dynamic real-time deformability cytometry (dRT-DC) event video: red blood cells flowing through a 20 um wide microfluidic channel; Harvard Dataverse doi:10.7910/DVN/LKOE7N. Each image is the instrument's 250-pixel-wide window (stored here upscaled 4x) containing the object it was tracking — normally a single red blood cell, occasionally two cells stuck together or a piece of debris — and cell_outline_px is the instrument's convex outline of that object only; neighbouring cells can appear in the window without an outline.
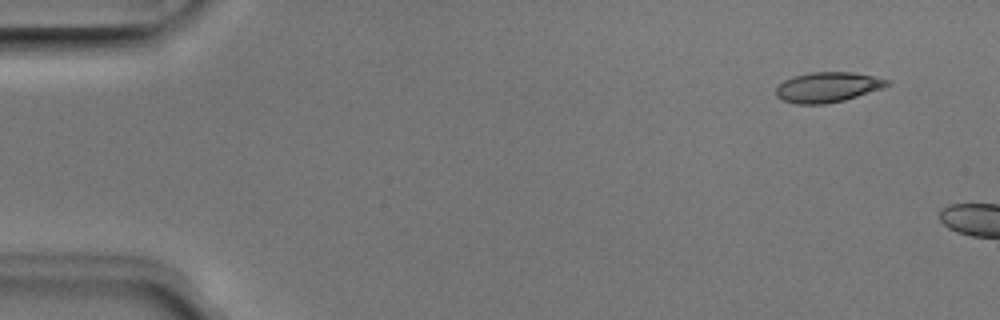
{"species": "Egyptian fruit bat (a non-hibernating species)", "species_latin": "Rousettus aegyptiacus", "temperature_condition": "room temperature", "stored_images_in_passage": 3, "camera_frame_rate_fps": 3000, "um_per_image_px": 0.085, "animal": {"sex": "male"}, "frame": {"image": 1, "passage_image": 1, "time_ms": 0.0, "image_size_px": [1000, 320], "cell_outline_px": [[892, 84], [844, 100], [824, 104], [796, 104], [784, 100], [776, 96], [776, 88], [784, 80], [796, 76], [812, 72], [852, 72], [872, 76], [888, 80]], "centroid_in_image_um": [70.33, 7.41], "position_along_channel_um": 14.7, "area_um2": 19.13}}